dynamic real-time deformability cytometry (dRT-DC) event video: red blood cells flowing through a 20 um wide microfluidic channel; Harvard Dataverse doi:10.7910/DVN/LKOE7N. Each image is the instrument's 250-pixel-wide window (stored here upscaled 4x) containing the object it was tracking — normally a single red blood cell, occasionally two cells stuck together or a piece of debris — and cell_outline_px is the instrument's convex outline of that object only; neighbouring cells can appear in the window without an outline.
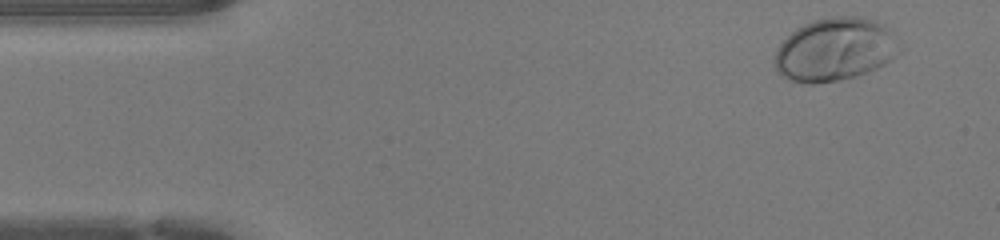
{"species": "human", "species_latin": "Homo sapiens", "temperature_condition": "warm", "stored_images_in_passage": 45, "camera_frame_rate_fps": 3000, "um_per_image_px": 0.085, "donor": {"sex": "female"}, "frame": {"image": 1, "passage_image": 2, "time_ms": 0.333, "image_size_px": [1000, 240], "cell_outline_px": [[900, 52], [892, 60], [876, 68], [856, 76], [816, 84], [808, 84], [792, 80], [776, 72], [772, 60], [780, 44], [796, 28], [812, 20], [832, 16], [860, 16], [876, 20], [884, 24], [888, 28]], "centroid_in_image_um": [70.94, 4.2], "position_along_channel_um": 14.1, "area_um2": 45.84}}
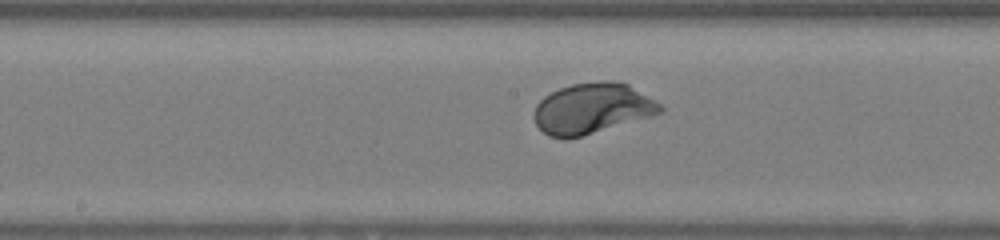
{"frame": {"image": 2, "passage_image": 22, "time_ms": 7.0, "image_size_px": [1000, 240], "cell_outline_px": [[664, 112], [652, 116], [580, 136], [548, 136], [536, 124], [532, 116], [532, 112], [536, 104], [544, 96], [560, 88], [572, 84], [600, 80], [608, 80], [628, 84], [660, 104], [664, 108]], "centroid_in_image_um": [50.32, 9.19], "position_along_channel_um": 197.9, "area_um2": 36.76}}
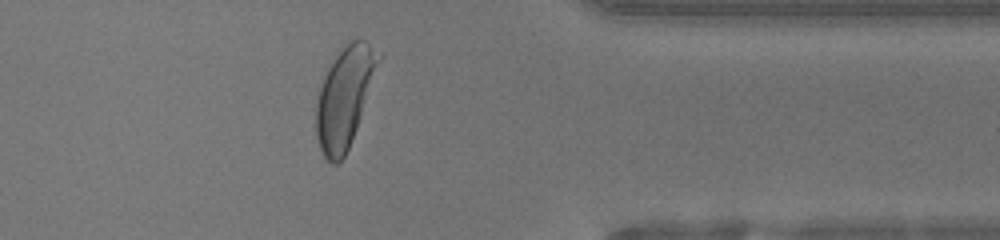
{"frame": {"image": 3, "passage_image": 36, "time_ms": 11.667, "image_size_px": [1000, 240], "cell_outline_px": [[384, 52], [352, 140], [344, 156], [336, 164], [332, 164], [324, 156], [320, 148], [316, 136], [316, 100], [324, 76], [328, 68], [336, 56], [352, 40], [364, 40]], "centroid_in_image_um": [29.32, 8.25], "position_along_channel_um": 382.1, "area_um2": 36.07}, "authors_computed_cell_mechanics": {"area_um2": 37.3966, "velocity_mm_per_s": 4.2598, "shape_relaxation_time_tau1_ms": 1.637, "shape_relaxation_time_tau2_ms": null, "deformation_change_tau1": 0.1429, "deformation_change_tau2": null}}